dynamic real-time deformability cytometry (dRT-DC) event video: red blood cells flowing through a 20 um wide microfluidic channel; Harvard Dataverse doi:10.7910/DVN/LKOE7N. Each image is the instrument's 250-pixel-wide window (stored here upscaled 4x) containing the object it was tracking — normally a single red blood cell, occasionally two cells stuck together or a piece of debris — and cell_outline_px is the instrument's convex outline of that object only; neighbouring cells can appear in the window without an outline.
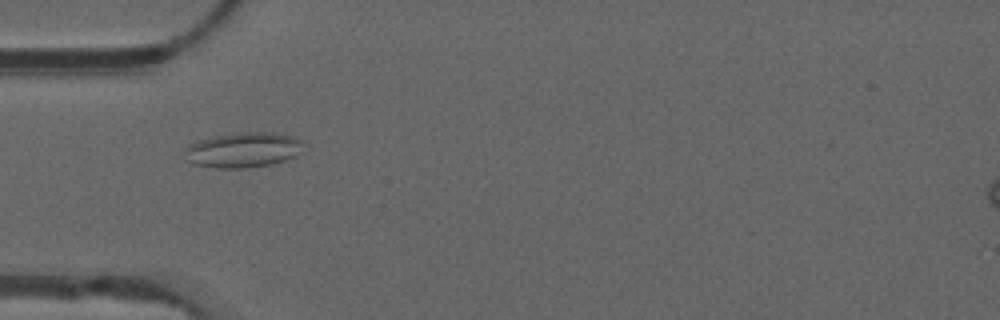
{"species": "common noctule bat (a hibernating species)", "species_latin": "Nyctalus noctula", "temperature_condition": "warm", "stored_images_in_passage": 46, "camera_frame_rate_fps": 3000, "um_per_image_px": 0.085, "animal": {"sex": "male", "forearm_length_mm": 52.5}, "frame": {"image": 1, "passage_image": 9, "time_ms": 2.667, "image_size_px": [1000, 320], "cell_outline_px": [[304, 152], [296, 156], [272, 164], [244, 168], [216, 168], [192, 164], [184, 160], [184, 148], [188, 144], [200, 140], [216, 136], [240, 132], [272, 132], [292, 136], [304, 140]], "centroid_in_image_um": [20.68, 12.75], "position_along_channel_um": 64.3, "area_um2": 24.8}}
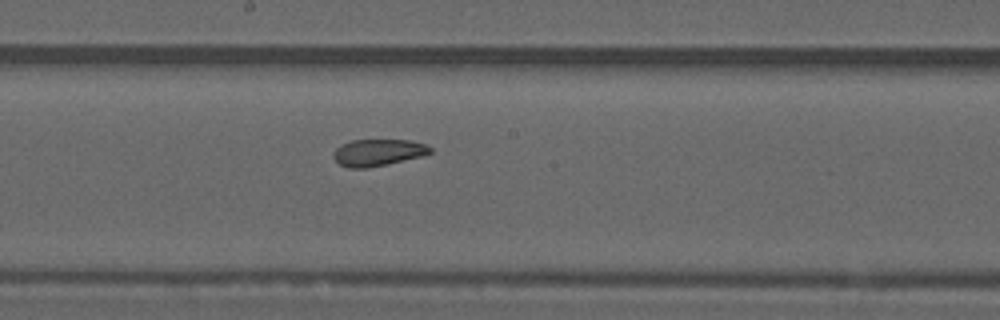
{"frame": {"image": 2, "passage_image": 21, "time_ms": 6.667, "image_size_px": [1000, 320], "cell_outline_px": [[432, 152], [424, 156], [388, 164], [364, 168], [348, 168], [340, 164], [332, 156], [336, 148], [352, 140], [412, 140], [424, 144], [432, 148]], "centroid_in_image_um": [32.17, 12.97], "position_along_channel_um": 216.0, "area_um2": 15.09}}
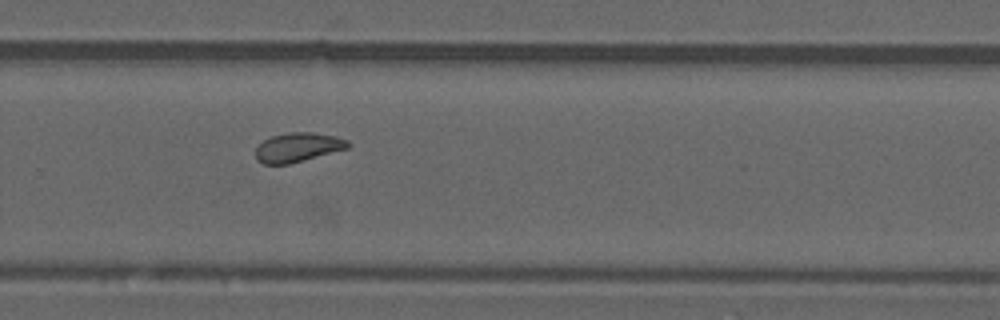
{"frame": {"image": 3, "passage_image": 28, "time_ms": 9.0, "image_size_px": [1000, 320], "cell_outline_px": [[352, 144], [348, 148], [288, 164], [264, 164], [256, 160], [256, 148], [264, 140], [272, 136], [288, 132], [312, 132], [336, 136], [348, 140]], "centroid_in_image_um": [25.33, 12.51], "position_along_channel_um": 304.5, "area_um2": 15.66}, "authors_computed_cell_mechanics": {"area_um2": 16.4441, "velocity_mm_per_s": 3.8141, "shape_relaxation_time_tau1_ms": null, "shape_relaxation_time_tau2_ms": 2.6856, "deformation_change_tau1": null, "deformation_change_tau2": 0.0873}}